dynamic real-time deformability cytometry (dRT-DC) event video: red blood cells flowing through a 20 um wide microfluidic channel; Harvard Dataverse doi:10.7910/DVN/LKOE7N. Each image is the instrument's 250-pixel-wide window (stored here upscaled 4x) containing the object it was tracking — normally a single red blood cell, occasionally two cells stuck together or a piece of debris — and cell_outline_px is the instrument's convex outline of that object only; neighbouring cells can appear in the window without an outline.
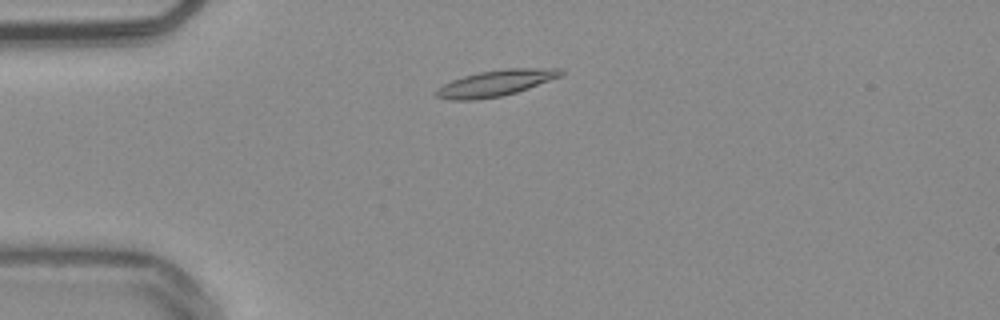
{"species": "common noctule bat (a hibernating species)", "species_latin": "Nyctalus noctula", "temperature_condition": "warm", "stored_images_in_passage": 48, "camera_frame_rate_fps": 3000, "um_per_image_px": 0.085, "animal": {"sex": "male", "body_mass_g": 20.4}, "frame": {"image": 1, "passage_image": 8, "time_ms": 2.333, "image_size_px": [1000, 320], "cell_outline_px": [[564, 72], [560, 76], [528, 88], [504, 96], [476, 100], [448, 100], [436, 96], [436, 88], [452, 80], [464, 76], [480, 72], [508, 68], [560, 68]], "centroid_in_image_um": [42.11, 7.07], "position_along_channel_um": 42.9, "area_um2": 18.84}}
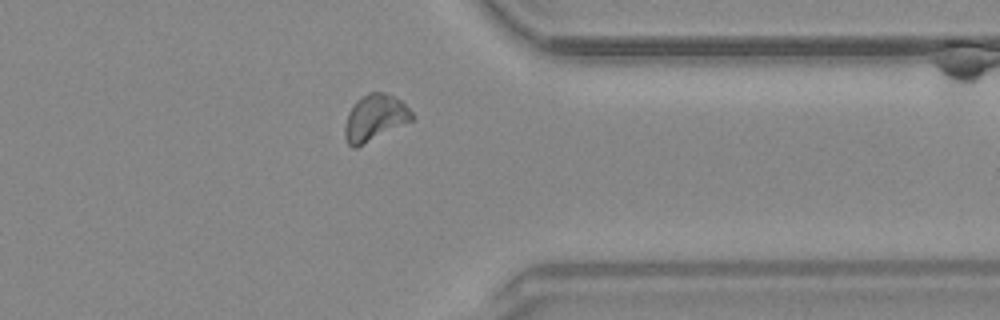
{"frame": {"image": 2, "passage_image": 37, "time_ms": 12.0, "image_size_px": [1000, 320], "cell_outline_px": [[416, 116], [412, 120], [356, 148], [352, 148], [348, 144], [344, 136], [344, 124], [348, 112], [356, 100], [368, 92], [384, 92], [400, 100]], "centroid_in_image_um": [31.83, 10.01], "position_along_channel_um": 379.6, "area_um2": 18.09}}
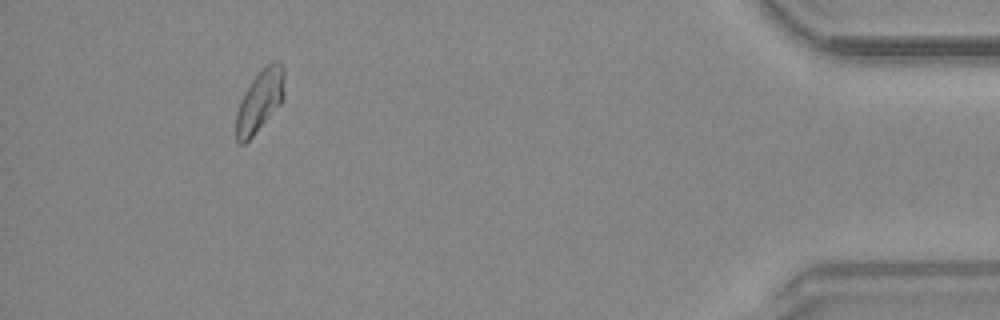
{"frame": {"image": 3, "passage_image": 44, "time_ms": 14.333, "image_size_px": [1000, 320], "cell_outline_px": [[284, 96], [280, 104], [252, 136], [244, 144], [240, 144], [236, 140], [236, 112], [240, 100], [244, 92], [252, 80], [268, 64], [280, 60], [284, 68]], "centroid_in_image_um": [22.08, 8.57], "position_along_channel_um": 413.1, "area_um2": 17.17}}